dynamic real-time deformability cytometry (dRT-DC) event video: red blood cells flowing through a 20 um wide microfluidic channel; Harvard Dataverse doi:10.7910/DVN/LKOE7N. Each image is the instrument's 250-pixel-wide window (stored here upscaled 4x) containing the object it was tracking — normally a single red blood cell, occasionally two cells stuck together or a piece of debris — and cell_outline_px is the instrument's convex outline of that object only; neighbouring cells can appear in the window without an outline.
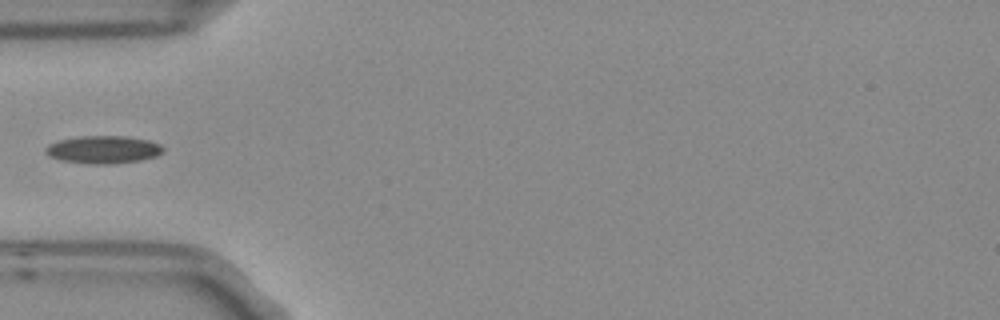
{"species": "Egyptian fruit bat (a non-hibernating species)", "species_latin": "Rousettus aegyptiacus", "temperature_condition": "room temperature", "stored_images_in_passage": 5, "camera_frame_rate_fps": 3000, "um_per_image_px": 0.085, "frame": {"image": 1, "passage_image": 4, "time_ms": 1.0, "image_size_px": [1000, 320], "cell_outline_px": [[164, 152], [156, 156], [140, 160], [116, 164], [88, 164], [60, 160], [48, 156], [44, 152], [44, 148], [48, 144], [60, 140], [80, 136], [124, 136], [148, 140], [160, 144], [164, 148]], "centroid_in_image_um": [8.76, 12.72], "position_along_channel_um": 76.2, "area_um2": 19.19}}